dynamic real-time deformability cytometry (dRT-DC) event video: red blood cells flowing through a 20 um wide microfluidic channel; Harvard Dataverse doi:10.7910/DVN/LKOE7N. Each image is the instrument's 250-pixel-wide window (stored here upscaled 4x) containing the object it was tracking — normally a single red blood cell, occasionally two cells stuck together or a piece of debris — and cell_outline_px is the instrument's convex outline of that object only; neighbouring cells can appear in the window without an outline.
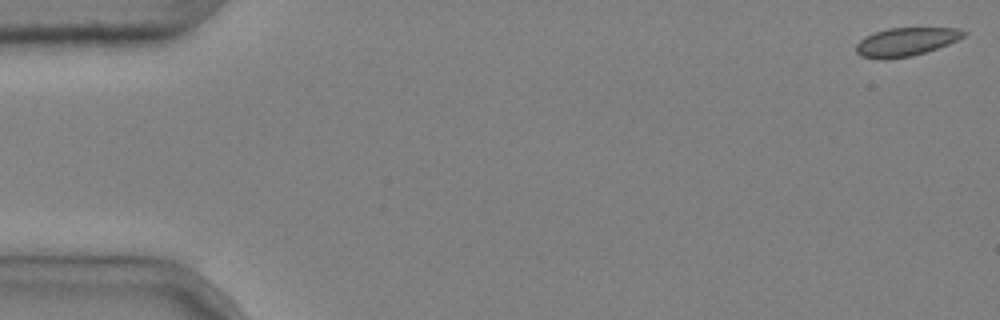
{"species": "common noctule bat (a hibernating species)", "species_latin": "Nyctalus noctula", "temperature_condition": "cold", "stored_images_in_passage": 7, "camera_frame_rate_fps": 3000, "um_per_image_px": 0.085, "animal": {"sex": "male", "body_mass_g": 20.4}, "frame": {"image": 1, "passage_image": 1, "time_ms": 0.0, "image_size_px": [1000, 320], "cell_outline_px": [[968, 32], [964, 36], [948, 44], [912, 56], [884, 60], [860, 56], [856, 52], [856, 44], [864, 36], [888, 28], [960, 28]], "centroid_in_image_um": [76.98, 3.56], "position_along_channel_um": 8.0, "area_um2": 17.8}}
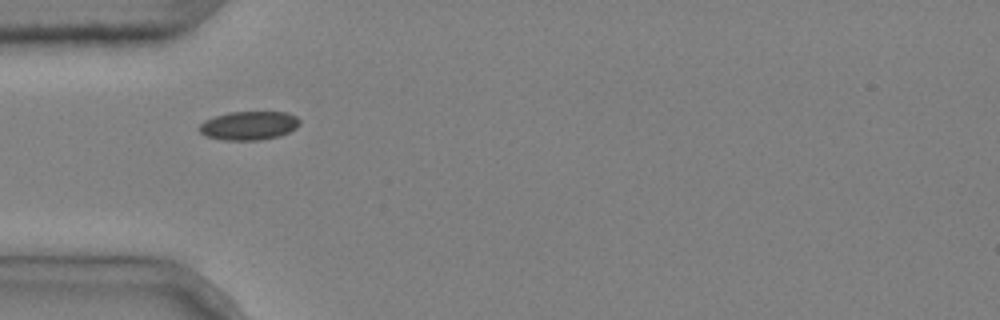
{"frame": {"image": 2, "passage_image": 6, "time_ms": 1.667, "image_size_px": [1000, 320], "cell_outline_px": [[300, 124], [296, 128], [280, 136], [260, 140], [224, 140], [204, 136], [196, 128], [204, 120], [228, 112], [288, 112], [296, 116], [300, 120]], "centroid_in_image_um": [21.14, 10.68], "position_along_channel_um": 63.9, "area_um2": 16.99}}